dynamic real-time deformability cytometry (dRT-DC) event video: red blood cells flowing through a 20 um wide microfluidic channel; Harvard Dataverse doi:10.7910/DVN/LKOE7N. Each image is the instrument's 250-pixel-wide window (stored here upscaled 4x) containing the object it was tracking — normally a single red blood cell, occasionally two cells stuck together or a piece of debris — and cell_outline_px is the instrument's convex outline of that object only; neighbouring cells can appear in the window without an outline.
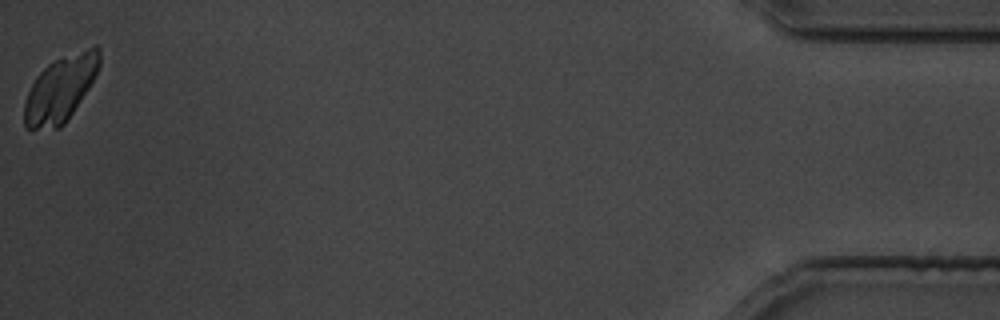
{"species": "common noctule bat (a hibernating species)", "species_latin": "Nyctalus noctula", "temperature_condition": "cold", "stored_images_in_passage": 31, "camera_frame_rate_fps": 3000, "um_per_image_px": 0.085, "animal": {"sex": "male", "body_mass_g": 19.5, "forearm_length_mm": 54.6}, "frame": {"image": 1, "passage_image": 31, "time_ms": 37.0, "image_size_px": [1000, 320], "cell_outline_px": [[100, 64], [88, 88], [64, 124], [60, 128], [24, 128], [24, 104], [28, 92], [36, 76], [48, 64], [56, 60], [96, 44], [100, 48]], "centroid_in_image_um": [5.12, 7.55], "position_along_channel_um": 430.1, "area_um2": 28.21}}